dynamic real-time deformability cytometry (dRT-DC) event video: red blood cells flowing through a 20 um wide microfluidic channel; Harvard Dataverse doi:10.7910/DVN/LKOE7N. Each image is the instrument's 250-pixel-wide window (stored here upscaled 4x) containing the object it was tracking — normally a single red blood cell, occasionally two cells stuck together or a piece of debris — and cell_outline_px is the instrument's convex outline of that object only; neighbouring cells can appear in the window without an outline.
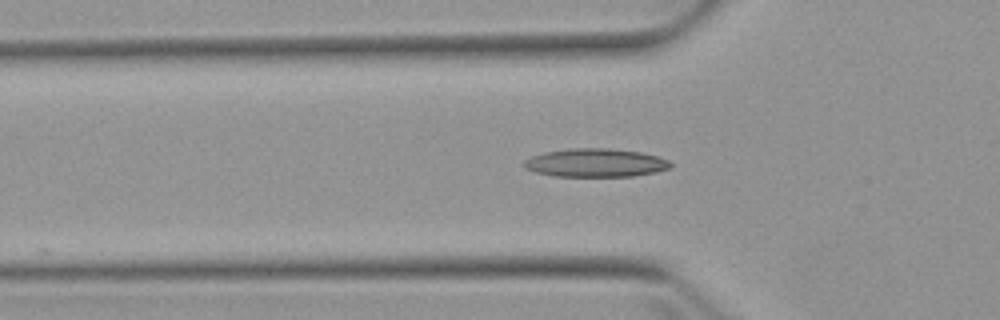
{"species": "Egyptian fruit bat (a non-hibernating species)", "species_latin": "Rousettus aegyptiacus", "temperature_condition": "warm", "stored_images_in_passage": 5, "segment_of_instrument_passage": [2, 2], "camera_frame_rate_fps": 3000, "um_per_image_px": 0.085, "animal": {"sex": "female"}, "frame": {"image": 1, "passage_image": 5, "time_ms": 6.0, "image_size_px": [1000, 320], "cell_outline_px": [[672, 164], [668, 168], [656, 172], [632, 176], [552, 176], [536, 172], [524, 168], [524, 160], [532, 156], [544, 152], [568, 148], [608, 148], [640, 152], [656, 156], [668, 160]], "centroid_in_image_um": [50.58, 13.83], "position_along_channel_um": 75.2, "area_um2": 24.16}}